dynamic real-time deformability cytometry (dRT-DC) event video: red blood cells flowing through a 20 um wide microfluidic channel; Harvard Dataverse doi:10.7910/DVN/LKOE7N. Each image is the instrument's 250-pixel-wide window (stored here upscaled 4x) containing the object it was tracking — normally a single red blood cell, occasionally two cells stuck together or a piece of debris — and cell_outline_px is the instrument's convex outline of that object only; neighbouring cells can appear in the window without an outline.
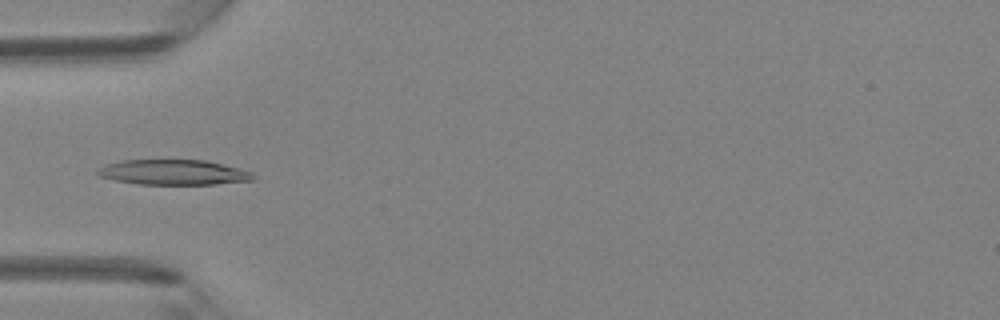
{"species": "Egyptian fruit bat (a non-hibernating species)", "species_latin": "Rousettus aegyptiacus", "temperature_condition": "room temperature", "stored_images_in_passage": 6, "camera_frame_rate_fps": 3000, "um_per_image_px": 0.085, "animal": {"sex": "female"}, "frame": {"image": 1, "passage_image": 5, "time_ms": 4.667, "image_size_px": [1000, 320], "cell_outline_px": [[256, 180], [216, 184], [136, 184], [116, 180], [100, 176], [96, 172], [96, 168], [104, 164], [120, 160], [204, 160], [240, 168], [252, 172], [256, 176]], "centroid_in_image_um": [14.75, 14.64], "position_along_channel_um": 70.3, "area_um2": 23.0}}
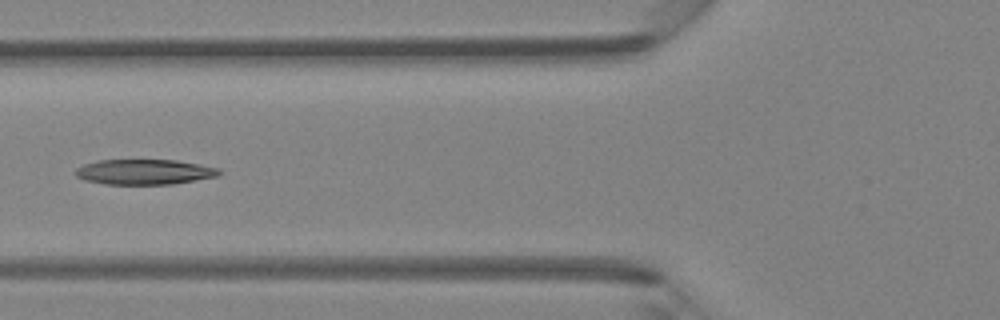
{"frame": {"image": 2, "passage_image": 6, "time_ms": 5.667, "image_size_px": [1000, 320], "cell_outline_px": [[220, 176], [172, 184], [104, 184], [84, 180], [76, 176], [76, 168], [84, 164], [96, 160], [176, 160], [200, 164], [220, 168]], "centroid_in_image_um": [12.29, 14.61], "position_along_channel_um": 113.5, "area_um2": 21.21}}